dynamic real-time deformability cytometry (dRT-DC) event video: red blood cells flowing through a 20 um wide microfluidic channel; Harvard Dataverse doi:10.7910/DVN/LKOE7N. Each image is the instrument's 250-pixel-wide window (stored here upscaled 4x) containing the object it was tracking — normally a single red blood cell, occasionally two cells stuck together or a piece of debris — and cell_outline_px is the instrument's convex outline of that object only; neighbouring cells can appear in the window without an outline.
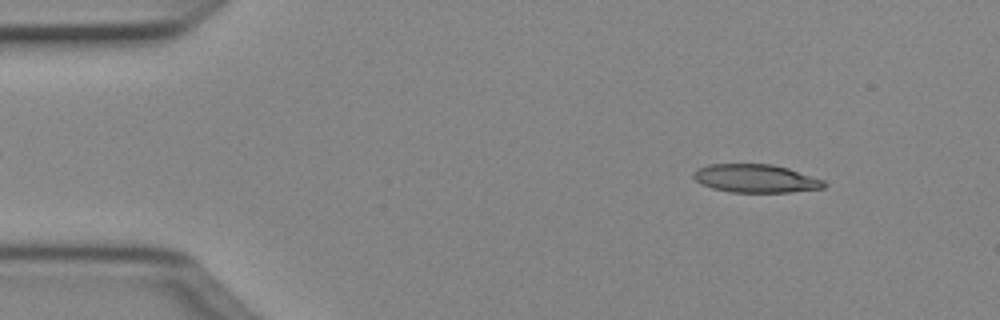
{"species": "Egyptian fruit bat (a non-hibernating species)", "species_latin": "Rousettus aegyptiacus", "temperature_condition": "cold", "stored_images_in_passage": 4, "camera_frame_rate_fps": 3000, "um_per_image_px": 0.085, "animal": {"sex": "female"}, "frame": {"image": 1, "passage_image": 1, "time_ms": 0.0, "image_size_px": [1000, 320], "cell_outline_px": [[828, 184], [824, 188], [792, 192], [732, 192], [712, 188], [696, 180], [692, 176], [692, 172], [708, 164], [772, 164], [788, 168], [824, 180]], "centroid_in_image_um": [64.27, 15.17], "position_along_channel_um": 20.7, "area_um2": 21.44}}
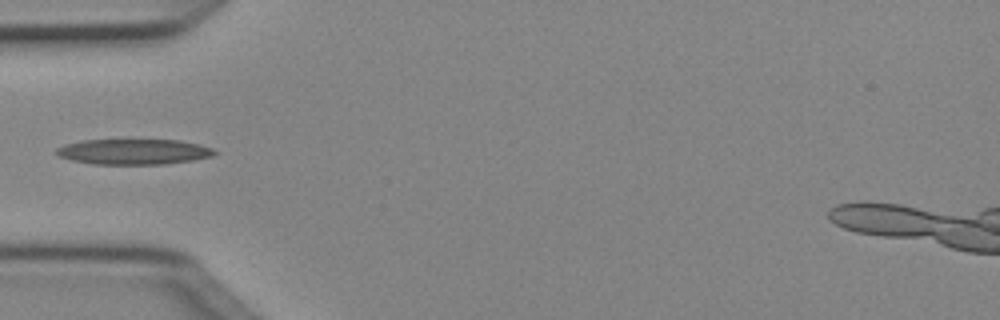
{"frame": {"image": 2, "passage_image": 4, "time_ms": 1.0, "image_size_px": [1000, 320], "cell_outline_px": [[216, 152], [212, 156], [192, 160], [164, 164], [92, 164], [72, 160], [56, 156], [56, 148], [64, 144], [80, 140], [180, 140], [200, 144], [212, 148]], "centroid_in_image_um": [11.32, 12.89], "position_along_channel_um": 73.7, "area_um2": 23.52}}